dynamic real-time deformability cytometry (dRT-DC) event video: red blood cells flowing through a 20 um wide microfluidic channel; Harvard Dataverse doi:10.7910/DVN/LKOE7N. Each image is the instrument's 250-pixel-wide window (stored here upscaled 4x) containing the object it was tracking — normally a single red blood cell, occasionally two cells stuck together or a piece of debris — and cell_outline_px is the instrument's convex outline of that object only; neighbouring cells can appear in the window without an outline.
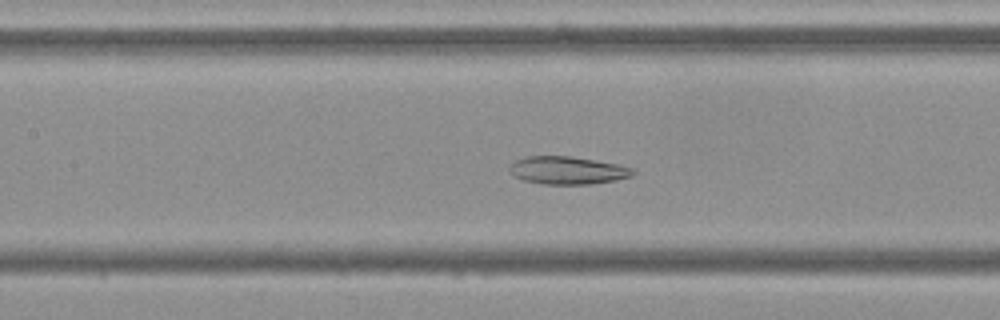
{"species": "Egyptian fruit bat (a non-hibernating species)", "species_latin": "Rousettus aegyptiacus", "temperature_condition": "cold", "stored_images_in_passage": 55, "camera_frame_rate_fps": 3000, "um_per_image_px": 0.085, "frame": {"image": 1, "passage_image": 25, "time_ms": 8.0, "image_size_px": [1000, 320], "cell_outline_px": [[636, 172], [632, 176], [616, 180], [592, 184], [544, 184], [524, 180], [512, 176], [508, 168], [516, 160], [524, 156], [572, 156], [616, 164], [632, 168]], "centroid_in_image_um": [48.22, 14.48], "position_along_channel_um": 159.2, "area_um2": 20.0}}
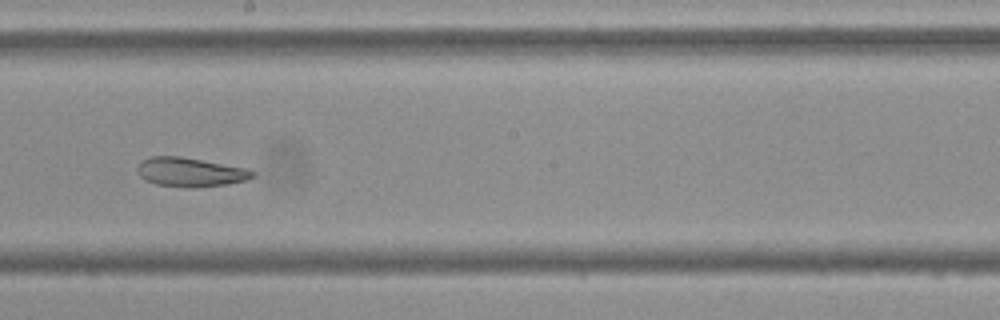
{"frame": {"image": 2, "passage_image": 31, "time_ms": 10.0, "image_size_px": [1000, 320], "cell_outline_px": [[256, 176], [244, 180], [228, 184], [188, 188], [156, 184], [144, 180], [140, 176], [136, 168], [144, 160], [152, 156], [180, 156], [248, 168], [256, 172]], "centroid_in_image_um": [16.2, 14.63], "position_along_channel_um": 232.0, "area_um2": 19.54}}
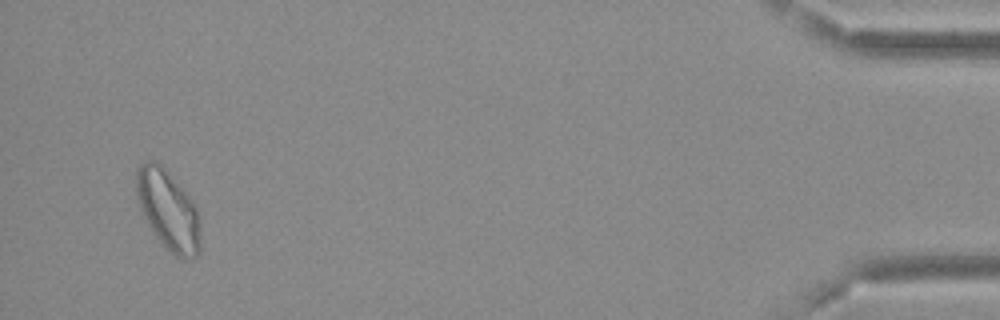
{"frame": {"image": 3, "passage_image": 53, "time_ms": 17.333, "image_size_px": [1000, 320], "cell_outline_px": [[200, 252], [196, 260], [184, 260], [168, 252], [152, 232], [140, 208], [136, 196], [136, 168], [144, 160], [152, 160], [160, 164], [184, 188], [192, 200], [200, 216]], "centroid_in_image_um": [14.32, 17.9], "position_along_channel_um": 420.9, "area_um2": 30.58}, "authors_computed_cell_mechanics": {"area_um2": 25.9522, "velocity_mm_per_s": 3.6538, "shape_relaxation_time_tau1_ms": null, "shape_relaxation_time_tau2_ms": 4.1954, "deformation_change_tau1": null, "deformation_change_tau2": 0.1087}}